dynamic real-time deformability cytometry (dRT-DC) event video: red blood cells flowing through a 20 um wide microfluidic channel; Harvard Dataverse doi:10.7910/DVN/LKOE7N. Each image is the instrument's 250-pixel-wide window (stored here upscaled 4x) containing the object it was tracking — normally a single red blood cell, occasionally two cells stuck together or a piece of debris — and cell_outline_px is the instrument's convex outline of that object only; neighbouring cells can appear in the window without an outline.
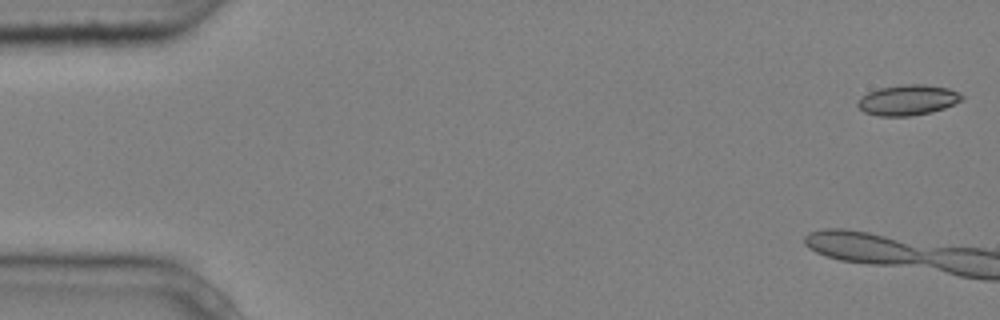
{"species": "common noctule bat (a hibernating species)", "species_latin": "Nyctalus noctula", "temperature_condition": "cold", "stored_images_in_passage": 7, "segment_of_instrument_passage": [1, 2], "camera_frame_rate_fps": 3000, "um_per_image_px": 0.085, "animal": {"sex": "male", "body_mass_g": 20.4}, "frame": {"image": 1, "passage_image": 1, "time_ms": 0.0, "image_size_px": [1000, 320], "cell_outline_px": [[964, 100], [944, 108], [932, 112], [908, 116], [880, 116], [864, 112], [856, 104], [860, 96], [868, 92], [880, 88], [900, 84], [924, 84], [948, 88], [960, 92], [964, 96]], "centroid_in_image_um": [77.18, 8.49], "position_along_channel_um": 7.8, "area_um2": 18.67}}
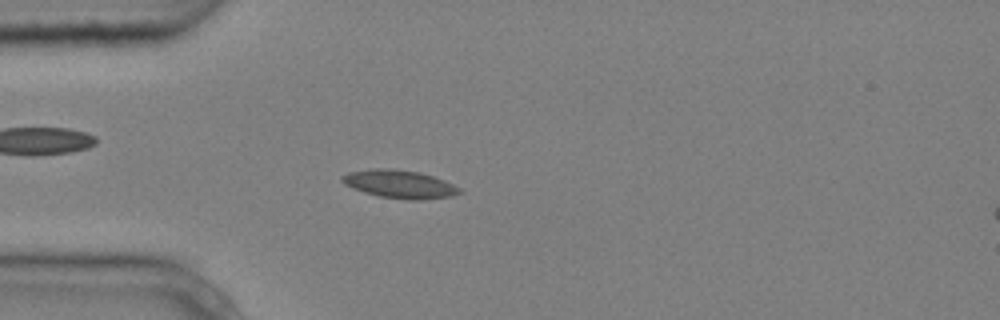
{"frame": {"image": 2, "passage_image": 6, "time_ms": 1.667, "image_size_px": [1000, 320], "cell_outline_px": [[464, 192], [452, 196], [424, 200], [408, 200], [380, 196], [364, 192], [352, 188], [344, 184], [340, 180], [340, 176], [348, 172], [372, 168], [392, 168], [420, 172], [444, 180], [460, 188]], "centroid_in_image_um": [33.95, 15.65], "position_along_channel_um": 51.0, "area_um2": 19.48}}